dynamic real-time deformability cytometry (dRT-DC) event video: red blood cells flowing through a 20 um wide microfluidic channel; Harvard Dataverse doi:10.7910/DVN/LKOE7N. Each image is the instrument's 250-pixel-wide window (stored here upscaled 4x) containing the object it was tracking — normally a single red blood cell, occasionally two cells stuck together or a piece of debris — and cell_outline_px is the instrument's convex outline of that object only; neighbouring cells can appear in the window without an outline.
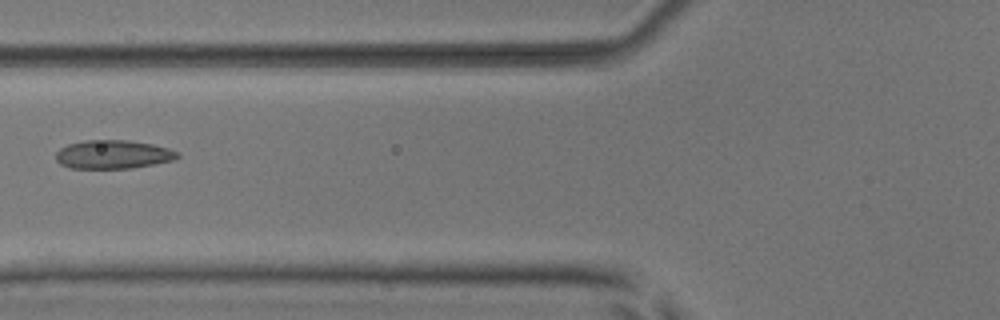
{"species": "common noctule bat (a hibernating species)", "species_latin": "Nyctalus noctula", "temperature_condition": "room temperature", "stored_images_in_passage": 7, "camera_frame_rate_fps": 3000, "um_per_image_px": 0.085, "animal": {"sex": "male", "body_mass_g": 17.9, "forearm_length_mm": 54.2}, "frame": {"image": 1, "passage_image": 7, "time_ms": 2.0, "image_size_px": [1000, 320], "cell_outline_px": [[180, 156], [176, 160], [132, 168], [68, 168], [60, 164], [56, 160], [56, 152], [60, 148], [68, 144], [84, 140], [128, 140], [152, 144], [168, 148], [180, 152]], "centroid_in_image_um": [9.63, 13.13], "position_along_channel_um": 116.2, "area_um2": 20.46}}